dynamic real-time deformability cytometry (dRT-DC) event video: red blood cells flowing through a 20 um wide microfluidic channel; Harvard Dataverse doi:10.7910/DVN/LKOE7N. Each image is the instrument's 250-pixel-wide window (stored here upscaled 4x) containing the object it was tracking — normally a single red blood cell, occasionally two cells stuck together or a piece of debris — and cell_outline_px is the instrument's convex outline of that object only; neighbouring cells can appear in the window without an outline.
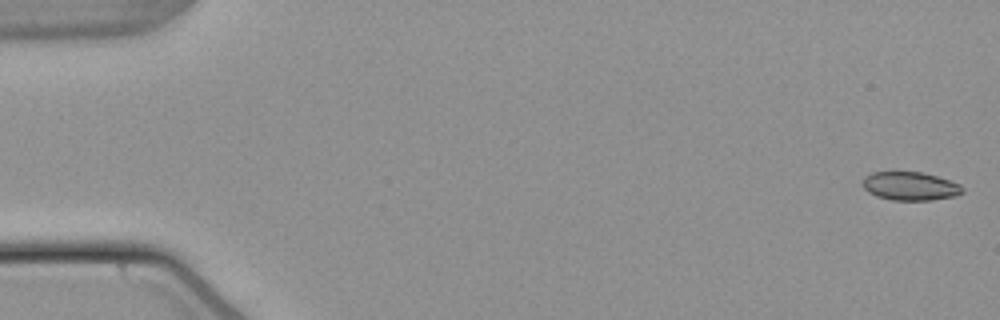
{"species": "common noctule bat (a hibernating species)", "species_latin": "Nyctalus noctula", "temperature_condition": "warm", "stored_images_in_passage": 54, "camera_frame_rate_fps": 3000, "um_per_image_px": 0.085, "animal": {"sex": "male", "body_mass_g": 21.5, "forearm_length_mm": 52.0}, "frame": {"image": 1, "passage_image": 1, "time_ms": 0.0, "image_size_px": [1000, 320], "cell_outline_px": [[964, 192], [956, 196], [932, 200], [892, 200], [876, 196], [868, 192], [864, 188], [864, 176], [872, 172], [924, 172], [960, 184], [964, 188]], "centroid_in_image_um": [77.39, 15.82], "position_along_channel_um": 7.6, "area_um2": 16.59}}
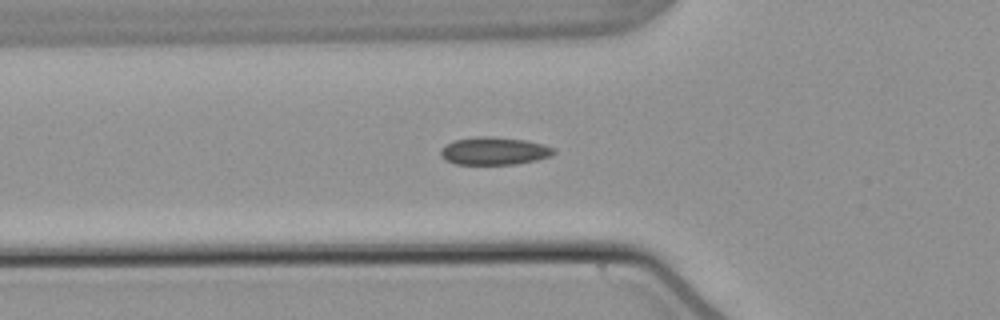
{"frame": {"image": 2, "passage_image": 19, "time_ms": 6.0, "image_size_px": [1000, 320], "cell_outline_px": [[556, 152], [552, 156], [536, 160], [516, 164], [456, 164], [444, 160], [440, 156], [440, 148], [456, 140], [480, 136], [488, 136], [524, 140], [556, 148]], "centroid_in_image_um": [42.0, 12.84], "position_along_channel_um": 83.8, "area_um2": 18.21}}
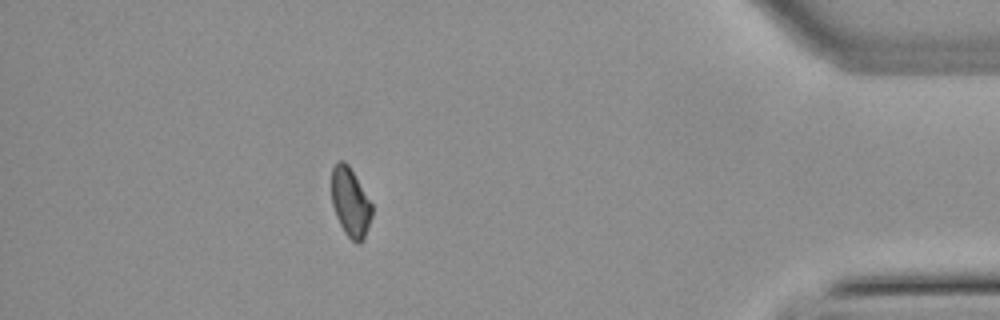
{"frame": {"image": 3, "passage_image": 48, "time_ms": 15.667, "image_size_px": [1000, 320], "cell_outline_px": [[372, 216], [364, 240], [360, 244], [356, 244], [344, 232], [336, 216], [332, 204], [332, 168], [336, 160], [344, 160], [348, 164], [372, 204]], "centroid_in_image_um": [29.78, 17.21], "position_along_channel_um": 405.4, "area_um2": 16.3}, "authors_computed_cell_mechanics": {"area_um2": 17.4267, "velocity_mm_per_s": 3.8173, "shape_relaxation_time_tau1_ms": null, "shape_relaxation_time_tau2_ms": 2.7281, "deformation_change_tau1": null, "deformation_change_tau2": 0.0553}}